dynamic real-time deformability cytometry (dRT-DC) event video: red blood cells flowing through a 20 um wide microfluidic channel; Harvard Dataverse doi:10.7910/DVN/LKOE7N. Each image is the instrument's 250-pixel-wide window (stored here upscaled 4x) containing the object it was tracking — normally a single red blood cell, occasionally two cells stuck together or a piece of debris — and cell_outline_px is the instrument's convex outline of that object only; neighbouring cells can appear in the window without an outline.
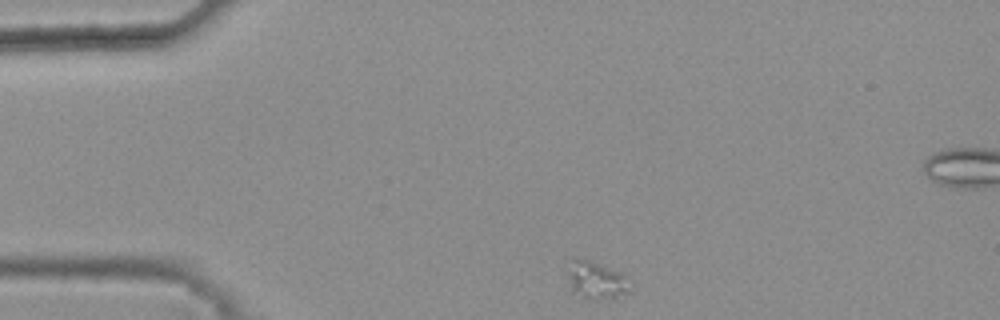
{"species": "common noctule bat (a hibernating species)", "species_latin": "Nyctalus noctula", "temperature_condition": "warm", "stored_images_in_passage": 35, "camera_frame_rate_fps": 3000, "um_per_image_px": 0.085, "animal": {"sex": "female", "body_mass_g": 25.1}, "frame": {"image": 1, "passage_image": 1, "time_ms": 0.0, "image_size_px": [1000, 320], "cell_outline_px": [[632, 292], [616, 300], [584, 296], [572, 292], [568, 272], [576, 260], [588, 260], [624, 272], [632, 280]], "centroid_in_image_um": [50.89, 23.87], "position_along_channel_um": 34.1, "area_um2": 13.7}}
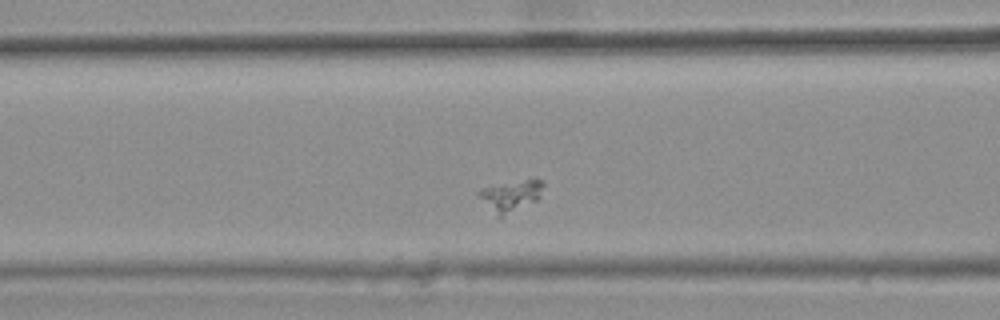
{"frame": {"image": 2, "passage_image": 12, "time_ms": 3.667, "image_size_px": [1000, 320], "cell_outline_px": [[544, 184], [540, 196], [536, 200], [500, 220], [476, 196], [476, 192], [480, 188], [524, 180], [544, 180]], "centroid_in_image_um": [43.36, 16.69], "position_along_channel_um": 123.2, "area_um2": 11.91}}
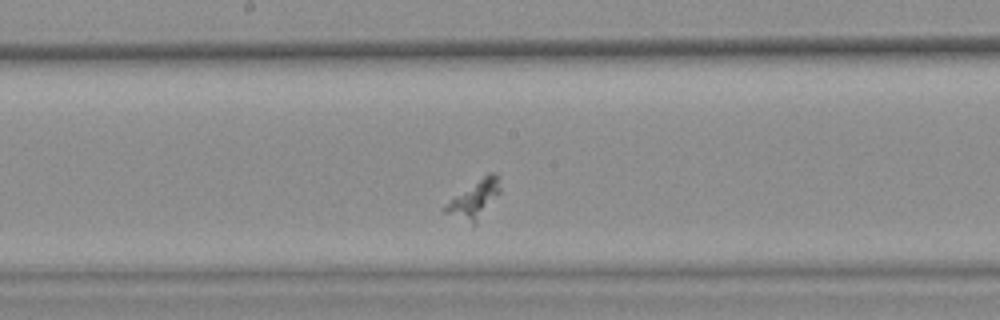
{"frame": {"image": 3, "passage_image": 19, "time_ms": 6.0, "image_size_px": [1000, 320], "cell_outline_px": [[500, 192], [476, 224], [472, 224], [444, 212], [440, 208], [452, 196], [488, 172], [496, 172], [500, 176]], "centroid_in_image_um": [40.3, 16.89], "position_along_channel_um": 207.9, "area_um2": 12.37}}